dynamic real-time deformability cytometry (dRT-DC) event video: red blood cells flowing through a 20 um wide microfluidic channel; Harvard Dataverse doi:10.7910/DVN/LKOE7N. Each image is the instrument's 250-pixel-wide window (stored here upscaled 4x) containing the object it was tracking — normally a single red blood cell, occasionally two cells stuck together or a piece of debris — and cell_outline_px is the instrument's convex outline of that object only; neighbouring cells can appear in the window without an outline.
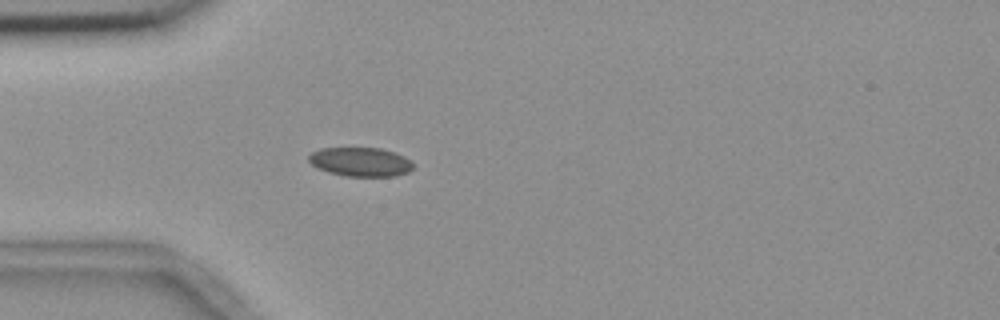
{"species": "common noctule bat (a hibernating species)", "species_latin": "Nyctalus noctula", "temperature_condition": "room temperature", "stored_images_in_passage": 43, "camera_frame_rate_fps": 3000, "um_per_image_px": 0.085, "animal": {"sex": "female", "body_mass_g": 18.4}, "frame": {"image": 1, "passage_image": 7, "time_ms": 2.0, "image_size_px": [1000, 320], "cell_outline_px": [[412, 168], [408, 172], [396, 176], [344, 176], [328, 172], [316, 168], [308, 160], [308, 156], [312, 152], [320, 148], [380, 148], [396, 152], [404, 156], [412, 164]], "centroid_in_image_um": [30.61, 13.76], "position_along_channel_um": 54.4, "area_um2": 17.69}}
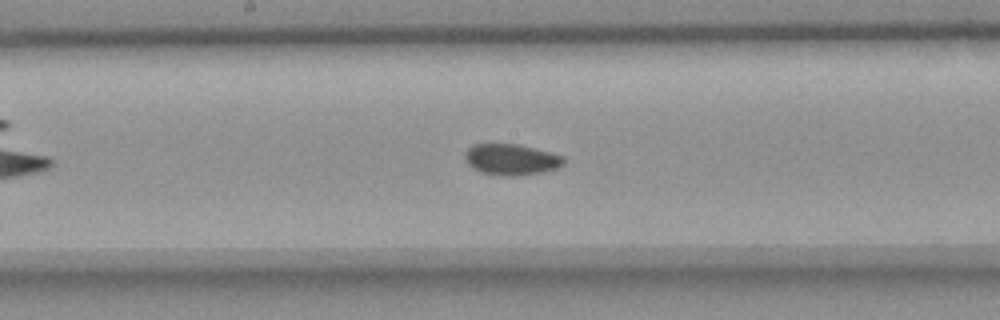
{"frame": {"image": 2, "passage_image": 20, "time_ms": 6.333, "image_size_px": [1000, 320], "cell_outline_px": [[568, 160], [560, 168], [544, 172], [520, 176], [500, 176], [480, 172], [472, 168], [468, 164], [464, 156], [464, 152], [472, 144], [516, 144], [552, 152], [564, 156]], "centroid_in_image_um": [43.5, 13.57], "position_along_channel_um": 204.7, "area_um2": 18.38}}
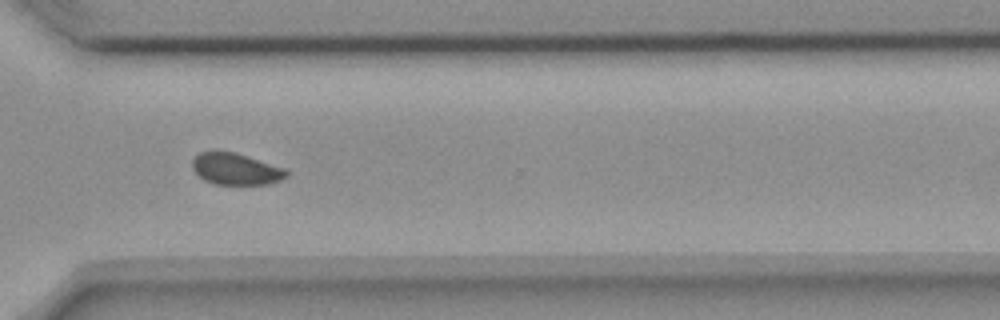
{"frame": {"image": 3, "passage_image": 32, "time_ms": 10.333, "image_size_px": [1000, 320], "cell_outline_px": [[288, 176], [280, 180], [268, 184], [216, 184], [204, 180], [192, 168], [192, 160], [200, 152], [236, 152], [288, 168]], "centroid_in_image_um": [20.11, 14.36], "position_along_channel_um": 350.5, "area_um2": 17.4}, "authors_computed_cell_mechanics": {"area_um2": 18.1492, "velocity_mm_per_s": 3.6354, "shape_relaxation_time_tau1_ms": null, "shape_relaxation_time_tau2_ms": 1.8792, "deformation_change_tau1": null, "deformation_change_tau2": 0.0454}}